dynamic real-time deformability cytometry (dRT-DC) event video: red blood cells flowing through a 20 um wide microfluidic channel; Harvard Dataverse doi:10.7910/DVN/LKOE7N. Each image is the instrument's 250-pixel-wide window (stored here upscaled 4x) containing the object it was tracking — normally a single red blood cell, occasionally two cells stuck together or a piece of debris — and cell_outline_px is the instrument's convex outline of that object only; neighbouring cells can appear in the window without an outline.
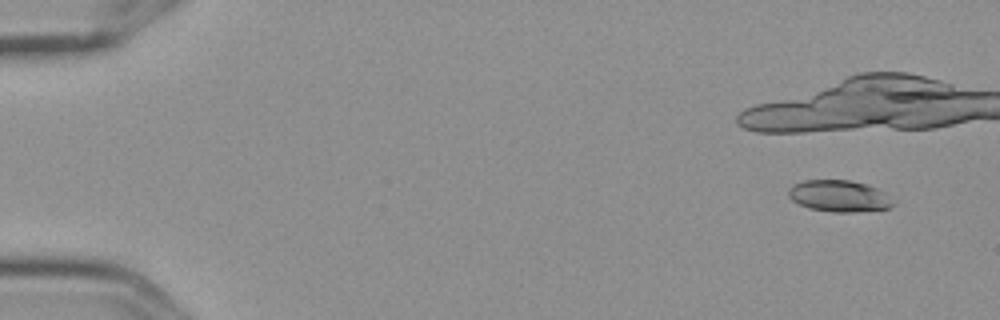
{"species": "Egyptian fruit bat (a non-hibernating species)", "species_latin": "Rousettus aegyptiacus", "temperature_condition": "cold", "stored_images_in_passage": 3, "camera_frame_rate_fps": 3000, "um_per_image_px": 0.085, "frame": {"image": 1, "passage_image": 1, "time_ms": 0.0, "image_size_px": [1000, 320], "cell_outline_px": [[896, 204], [888, 208], [856, 212], [832, 212], [808, 208], [792, 200], [788, 196], [788, 188], [804, 180], [848, 180], [864, 184], [876, 188], [896, 200]], "centroid_in_image_um": [71.34, 16.67], "position_along_channel_um": 13.7, "area_um2": 19.25}}